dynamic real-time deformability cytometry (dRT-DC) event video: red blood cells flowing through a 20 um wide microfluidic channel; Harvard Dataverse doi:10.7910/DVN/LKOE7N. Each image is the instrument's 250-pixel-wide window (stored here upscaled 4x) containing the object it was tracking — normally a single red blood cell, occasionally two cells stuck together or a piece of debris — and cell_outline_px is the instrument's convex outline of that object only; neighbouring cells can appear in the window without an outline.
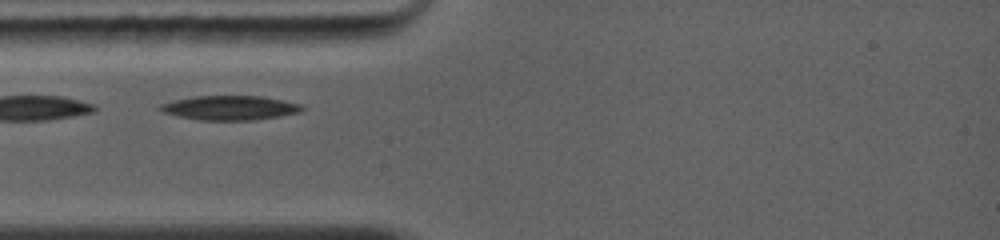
{"species": "common noctule bat (a hibernating species)", "species_latin": "Nyctalus noctula", "temperature_condition": "warm", "stored_images_in_passage": 48, "camera_frame_rate_fps": 5000, "um_per_image_px": 0.085, "animal": {"sex": "female", "body_mass_g": 19.0, "forearm_length_mm": 56.7}, "frame": {"image": 1, "passage_image": 1, "time_ms": 0.0, "image_size_px": [1000, 240], "cell_outline_px": [[304, 108], [300, 112], [280, 116], [252, 120], [200, 120], [180, 116], [164, 112], [156, 108], [160, 104], [176, 100], [196, 96], [264, 96], [300, 104]], "centroid_in_image_um": [19.55, 9.16], "position_along_channel_um": 65.4, "area_um2": 19.94}}